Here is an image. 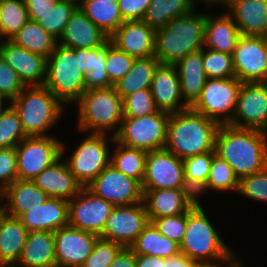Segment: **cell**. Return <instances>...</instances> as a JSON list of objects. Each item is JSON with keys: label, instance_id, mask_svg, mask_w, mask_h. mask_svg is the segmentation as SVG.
Wrapping results in <instances>:
<instances>
[{"label": "cell", "instance_id": "1", "mask_svg": "<svg viewBox=\"0 0 267 267\" xmlns=\"http://www.w3.org/2000/svg\"><path fill=\"white\" fill-rule=\"evenodd\" d=\"M215 151L240 180L267 167V133L220 125Z\"/></svg>", "mask_w": 267, "mask_h": 267}, {"label": "cell", "instance_id": "2", "mask_svg": "<svg viewBox=\"0 0 267 267\" xmlns=\"http://www.w3.org/2000/svg\"><path fill=\"white\" fill-rule=\"evenodd\" d=\"M220 125L191 107L170 113L164 148L181 160L204 152L215 151L216 136Z\"/></svg>", "mask_w": 267, "mask_h": 267}, {"label": "cell", "instance_id": "3", "mask_svg": "<svg viewBox=\"0 0 267 267\" xmlns=\"http://www.w3.org/2000/svg\"><path fill=\"white\" fill-rule=\"evenodd\" d=\"M206 15L190 13L172 19L155 32L154 56L162 64L175 65L190 53L199 51L204 43Z\"/></svg>", "mask_w": 267, "mask_h": 267}, {"label": "cell", "instance_id": "4", "mask_svg": "<svg viewBox=\"0 0 267 267\" xmlns=\"http://www.w3.org/2000/svg\"><path fill=\"white\" fill-rule=\"evenodd\" d=\"M179 247L183 255L194 259L203 267L218 266L209 262L208 258L224 260V262L230 260V263L236 260L218 236L202 207L191 208L187 212L186 230Z\"/></svg>", "mask_w": 267, "mask_h": 267}, {"label": "cell", "instance_id": "5", "mask_svg": "<svg viewBox=\"0 0 267 267\" xmlns=\"http://www.w3.org/2000/svg\"><path fill=\"white\" fill-rule=\"evenodd\" d=\"M26 88L30 89L26 92ZM10 104L18 112L27 137L47 136L44 132L56 123L63 111V103L44 85L26 86Z\"/></svg>", "mask_w": 267, "mask_h": 267}, {"label": "cell", "instance_id": "6", "mask_svg": "<svg viewBox=\"0 0 267 267\" xmlns=\"http://www.w3.org/2000/svg\"><path fill=\"white\" fill-rule=\"evenodd\" d=\"M79 49L56 45L47 58V87L62 103L78 101L86 91L85 74L79 69Z\"/></svg>", "mask_w": 267, "mask_h": 267}, {"label": "cell", "instance_id": "7", "mask_svg": "<svg viewBox=\"0 0 267 267\" xmlns=\"http://www.w3.org/2000/svg\"><path fill=\"white\" fill-rule=\"evenodd\" d=\"M79 103V128L104 134L123 120L122 98L114 86L86 90Z\"/></svg>", "mask_w": 267, "mask_h": 267}, {"label": "cell", "instance_id": "8", "mask_svg": "<svg viewBox=\"0 0 267 267\" xmlns=\"http://www.w3.org/2000/svg\"><path fill=\"white\" fill-rule=\"evenodd\" d=\"M169 118L170 113L161 110L139 118L123 117L122 124L112 135L127 147L146 152L163 149Z\"/></svg>", "mask_w": 267, "mask_h": 267}, {"label": "cell", "instance_id": "9", "mask_svg": "<svg viewBox=\"0 0 267 267\" xmlns=\"http://www.w3.org/2000/svg\"><path fill=\"white\" fill-rule=\"evenodd\" d=\"M241 86L242 82L236 77L207 78L200 97L191 108L221 125H228L235 113Z\"/></svg>", "mask_w": 267, "mask_h": 267}, {"label": "cell", "instance_id": "10", "mask_svg": "<svg viewBox=\"0 0 267 267\" xmlns=\"http://www.w3.org/2000/svg\"><path fill=\"white\" fill-rule=\"evenodd\" d=\"M17 179L33 181L64 154V146L54 136L22 139L15 147Z\"/></svg>", "mask_w": 267, "mask_h": 267}, {"label": "cell", "instance_id": "11", "mask_svg": "<svg viewBox=\"0 0 267 267\" xmlns=\"http://www.w3.org/2000/svg\"><path fill=\"white\" fill-rule=\"evenodd\" d=\"M105 136L106 133H90L66 163L83 187H87L110 164L108 141Z\"/></svg>", "mask_w": 267, "mask_h": 267}, {"label": "cell", "instance_id": "12", "mask_svg": "<svg viewBox=\"0 0 267 267\" xmlns=\"http://www.w3.org/2000/svg\"><path fill=\"white\" fill-rule=\"evenodd\" d=\"M232 60L235 77L242 83H267V37L241 35Z\"/></svg>", "mask_w": 267, "mask_h": 267}, {"label": "cell", "instance_id": "13", "mask_svg": "<svg viewBox=\"0 0 267 267\" xmlns=\"http://www.w3.org/2000/svg\"><path fill=\"white\" fill-rule=\"evenodd\" d=\"M87 188L113 206H127L143 202V188L139 180L127 177L109 164Z\"/></svg>", "mask_w": 267, "mask_h": 267}, {"label": "cell", "instance_id": "14", "mask_svg": "<svg viewBox=\"0 0 267 267\" xmlns=\"http://www.w3.org/2000/svg\"><path fill=\"white\" fill-rule=\"evenodd\" d=\"M149 222L144 202L114 206L99 238L130 247Z\"/></svg>", "mask_w": 267, "mask_h": 267}, {"label": "cell", "instance_id": "15", "mask_svg": "<svg viewBox=\"0 0 267 267\" xmlns=\"http://www.w3.org/2000/svg\"><path fill=\"white\" fill-rule=\"evenodd\" d=\"M228 125L267 133V83H242L235 114Z\"/></svg>", "mask_w": 267, "mask_h": 267}, {"label": "cell", "instance_id": "16", "mask_svg": "<svg viewBox=\"0 0 267 267\" xmlns=\"http://www.w3.org/2000/svg\"><path fill=\"white\" fill-rule=\"evenodd\" d=\"M73 199L69 201V226L100 236L114 206L87 187Z\"/></svg>", "mask_w": 267, "mask_h": 267}, {"label": "cell", "instance_id": "17", "mask_svg": "<svg viewBox=\"0 0 267 267\" xmlns=\"http://www.w3.org/2000/svg\"><path fill=\"white\" fill-rule=\"evenodd\" d=\"M183 161L165 148L147 153L143 190L180 189Z\"/></svg>", "mask_w": 267, "mask_h": 267}, {"label": "cell", "instance_id": "18", "mask_svg": "<svg viewBox=\"0 0 267 267\" xmlns=\"http://www.w3.org/2000/svg\"><path fill=\"white\" fill-rule=\"evenodd\" d=\"M98 238L94 233L69 225L54 231L57 266L81 267Z\"/></svg>", "mask_w": 267, "mask_h": 267}, {"label": "cell", "instance_id": "19", "mask_svg": "<svg viewBox=\"0 0 267 267\" xmlns=\"http://www.w3.org/2000/svg\"><path fill=\"white\" fill-rule=\"evenodd\" d=\"M0 56L18 74L25 86L44 85L47 68V58L44 56L17 46L10 40L0 43Z\"/></svg>", "mask_w": 267, "mask_h": 267}, {"label": "cell", "instance_id": "20", "mask_svg": "<svg viewBox=\"0 0 267 267\" xmlns=\"http://www.w3.org/2000/svg\"><path fill=\"white\" fill-rule=\"evenodd\" d=\"M156 30L143 20L124 21L109 37L113 44L135 58L154 56Z\"/></svg>", "mask_w": 267, "mask_h": 267}, {"label": "cell", "instance_id": "21", "mask_svg": "<svg viewBox=\"0 0 267 267\" xmlns=\"http://www.w3.org/2000/svg\"><path fill=\"white\" fill-rule=\"evenodd\" d=\"M177 70L175 65L162 63L155 69L150 91L161 111L176 113L190 108L185 101L179 104L182 95Z\"/></svg>", "mask_w": 267, "mask_h": 267}, {"label": "cell", "instance_id": "22", "mask_svg": "<svg viewBox=\"0 0 267 267\" xmlns=\"http://www.w3.org/2000/svg\"><path fill=\"white\" fill-rule=\"evenodd\" d=\"M18 218L29 232H54L69 225V201L49 198L45 203L21 214Z\"/></svg>", "mask_w": 267, "mask_h": 267}, {"label": "cell", "instance_id": "23", "mask_svg": "<svg viewBox=\"0 0 267 267\" xmlns=\"http://www.w3.org/2000/svg\"><path fill=\"white\" fill-rule=\"evenodd\" d=\"M62 156L47 167L33 181L50 198H62L70 201L83 188L74 177L66 162H60Z\"/></svg>", "mask_w": 267, "mask_h": 267}, {"label": "cell", "instance_id": "24", "mask_svg": "<svg viewBox=\"0 0 267 267\" xmlns=\"http://www.w3.org/2000/svg\"><path fill=\"white\" fill-rule=\"evenodd\" d=\"M60 38V45L75 50L95 48L109 39L78 7L71 14Z\"/></svg>", "mask_w": 267, "mask_h": 267}, {"label": "cell", "instance_id": "25", "mask_svg": "<svg viewBox=\"0 0 267 267\" xmlns=\"http://www.w3.org/2000/svg\"><path fill=\"white\" fill-rule=\"evenodd\" d=\"M228 7L241 35L267 37V0H235Z\"/></svg>", "mask_w": 267, "mask_h": 267}, {"label": "cell", "instance_id": "26", "mask_svg": "<svg viewBox=\"0 0 267 267\" xmlns=\"http://www.w3.org/2000/svg\"><path fill=\"white\" fill-rule=\"evenodd\" d=\"M28 233L18 217L0 208V267H14L18 263Z\"/></svg>", "mask_w": 267, "mask_h": 267}, {"label": "cell", "instance_id": "27", "mask_svg": "<svg viewBox=\"0 0 267 267\" xmlns=\"http://www.w3.org/2000/svg\"><path fill=\"white\" fill-rule=\"evenodd\" d=\"M0 198H7V207H0L3 212L13 217L32 210L49 200V196L43 192L34 181L17 179L13 184L6 187ZM9 210V212H7Z\"/></svg>", "mask_w": 267, "mask_h": 267}, {"label": "cell", "instance_id": "28", "mask_svg": "<svg viewBox=\"0 0 267 267\" xmlns=\"http://www.w3.org/2000/svg\"><path fill=\"white\" fill-rule=\"evenodd\" d=\"M57 266L53 231H30L22 255L14 267Z\"/></svg>", "mask_w": 267, "mask_h": 267}, {"label": "cell", "instance_id": "29", "mask_svg": "<svg viewBox=\"0 0 267 267\" xmlns=\"http://www.w3.org/2000/svg\"><path fill=\"white\" fill-rule=\"evenodd\" d=\"M178 69L181 95L191 107L200 97L207 80L203 66V48L185 56L175 64Z\"/></svg>", "mask_w": 267, "mask_h": 267}, {"label": "cell", "instance_id": "30", "mask_svg": "<svg viewBox=\"0 0 267 267\" xmlns=\"http://www.w3.org/2000/svg\"><path fill=\"white\" fill-rule=\"evenodd\" d=\"M113 41L109 38L102 45L90 48L79 49V69L85 74V88L98 89L114 86L107 76L106 58Z\"/></svg>", "mask_w": 267, "mask_h": 267}, {"label": "cell", "instance_id": "31", "mask_svg": "<svg viewBox=\"0 0 267 267\" xmlns=\"http://www.w3.org/2000/svg\"><path fill=\"white\" fill-rule=\"evenodd\" d=\"M232 18L230 13L218 18L206 15L203 45L214 51L232 54L241 36Z\"/></svg>", "mask_w": 267, "mask_h": 267}, {"label": "cell", "instance_id": "32", "mask_svg": "<svg viewBox=\"0 0 267 267\" xmlns=\"http://www.w3.org/2000/svg\"><path fill=\"white\" fill-rule=\"evenodd\" d=\"M143 192V202L150 222L160 217L184 214L191 209L180 189H153Z\"/></svg>", "mask_w": 267, "mask_h": 267}, {"label": "cell", "instance_id": "33", "mask_svg": "<svg viewBox=\"0 0 267 267\" xmlns=\"http://www.w3.org/2000/svg\"><path fill=\"white\" fill-rule=\"evenodd\" d=\"M78 8L108 37L124 22L118 0H82Z\"/></svg>", "mask_w": 267, "mask_h": 267}, {"label": "cell", "instance_id": "34", "mask_svg": "<svg viewBox=\"0 0 267 267\" xmlns=\"http://www.w3.org/2000/svg\"><path fill=\"white\" fill-rule=\"evenodd\" d=\"M129 248L136 255H152L165 259L180 253L179 244L163 236L153 222H149Z\"/></svg>", "mask_w": 267, "mask_h": 267}, {"label": "cell", "instance_id": "35", "mask_svg": "<svg viewBox=\"0 0 267 267\" xmlns=\"http://www.w3.org/2000/svg\"><path fill=\"white\" fill-rule=\"evenodd\" d=\"M159 64L155 56L136 58L131 70L114 84L122 100L136 91L150 88L155 69Z\"/></svg>", "mask_w": 267, "mask_h": 267}, {"label": "cell", "instance_id": "36", "mask_svg": "<svg viewBox=\"0 0 267 267\" xmlns=\"http://www.w3.org/2000/svg\"><path fill=\"white\" fill-rule=\"evenodd\" d=\"M10 41L45 58L53 53L57 45V39L46 32L36 21L30 19Z\"/></svg>", "mask_w": 267, "mask_h": 267}, {"label": "cell", "instance_id": "37", "mask_svg": "<svg viewBox=\"0 0 267 267\" xmlns=\"http://www.w3.org/2000/svg\"><path fill=\"white\" fill-rule=\"evenodd\" d=\"M195 0H152L143 21L155 30L165 27L172 19L193 11Z\"/></svg>", "mask_w": 267, "mask_h": 267}, {"label": "cell", "instance_id": "38", "mask_svg": "<svg viewBox=\"0 0 267 267\" xmlns=\"http://www.w3.org/2000/svg\"><path fill=\"white\" fill-rule=\"evenodd\" d=\"M118 144L115 153L110 156V164L127 177L139 180L141 183L145 175L147 153L144 150L127 147L112 137L111 141Z\"/></svg>", "mask_w": 267, "mask_h": 267}, {"label": "cell", "instance_id": "39", "mask_svg": "<svg viewBox=\"0 0 267 267\" xmlns=\"http://www.w3.org/2000/svg\"><path fill=\"white\" fill-rule=\"evenodd\" d=\"M29 20L25 0H2L0 8V37L8 40Z\"/></svg>", "mask_w": 267, "mask_h": 267}, {"label": "cell", "instance_id": "40", "mask_svg": "<svg viewBox=\"0 0 267 267\" xmlns=\"http://www.w3.org/2000/svg\"><path fill=\"white\" fill-rule=\"evenodd\" d=\"M76 8L77 6L73 3L57 1L56 5L46 13H37V23L55 39H58Z\"/></svg>", "mask_w": 267, "mask_h": 267}, {"label": "cell", "instance_id": "41", "mask_svg": "<svg viewBox=\"0 0 267 267\" xmlns=\"http://www.w3.org/2000/svg\"><path fill=\"white\" fill-rule=\"evenodd\" d=\"M239 181L232 167L215 153L206 182L208 184V189H216L219 191L233 189L238 191Z\"/></svg>", "mask_w": 267, "mask_h": 267}, {"label": "cell", "instance_id": "42", "mask_svg": "<svg viewBox=\"0 0 267 267\" xmlns=\"http://www.w3.org/2000/svg\"><path fill=\"white\" fill-rule=\"evenodd\" d=\"M26 134L22 129L18 112L12 105L0 115V148H12L24 138Z\"/></svg>", "mask_w": 267, "mask_h": 267}, {"label": "cell", "instance_id": "43", "mask_svg": "<svg viewBox=\"0 0 267 267\" xmlns=\"http://www.w3.org/2000/svg\"><path fill=\"white\" fill-rule=\"evenodd\" d=\"M123 117L139 118L159 111L150 88L139 90L122 100Z\"/></svg>", "mask_w": 267, "mask_h": 267}, {"label": "cell", "instance_id": "44", "mask_svg": "<svg viewBox=\"0 0 267 267\" xmlns=\"http://www.w3.org/2000/svg\"><path fill=\"white\" fill-rule=\"evenodd\" d=\"M203 66L207 78L223 79L235 77L232 54L209 49L203 50Z\"/></svg>", "mask_w": 267, "mask_h": 267}, {"label": "cell", "instance_id": "45", "mask_svg": "<svg viewBox=\"0 0 267 267\" xmlns=\"http://www.w3.org/2000/svg\"><path fill=\"white\" fill-rule=\"evenodd\" d=\"M123 248L119 243L98 238L81 267H109Z\"/></svg>", "mask_w": 267, "mask_h": 267}, {"label": "cell", "instance_id": "46", "mask_svg": "<svg viewBox=\"0 0 267 267\" xmlns=\"http://www.w3.org/2000/svg\"><path fill=\"white\" fill-rule=\"evenodd\" d=\"M135 57L119 50L114 44L109 48L105 61L109 81L114 85L132 68Z\"/></svg>", "mask_w": 267, "mask_h": 267}, {"label": "cell", "instance_id": "47", "mask_svg": "<svg viewBox=\"0 0 267 267\" xmlns=\"http://www.w3.org/2000/svg\"><path fill=\"white\" fill-rule=\"evenodd\" d=\"M238 192L254 200L267 201V167L241 178Z\"/></svg>", "mask_w": 267, "mask_h": 267}, {"label": "cell", "instance_id": "48", "mask_svg": "<svg viewBox=\"0 0 267 267\" xmlns=\"http://www.w3.org/2000/svg\"><path fill=\"white\" fill-rule=\"evenodd\" d=\"M215 153L216 151L204 152L182 160L184 176L207 182L210 166Z\"/></svg>", "mask_w": 267, "mask_h": 267}, {"label": "cell", "instance_id": "49", "mask_svg": "<svg viewBox=\"0 0 267 267\" xmlns=\"http://www.w3.org/2000/svg\"><path fill=\"white\" fill-rule=\"evenodd\" d=\"M152 222L163 236L180 245L186 230L187 213L160 217Z\"/></svg>", "mask_w": 267, "mask_h": 267}, {"label": "cell", "instance_id": "50", "mask_svg": "<svg viewBox=\"0 0 267 267\" xmlns=\"http://www.w3.org/2000/svg\"><path fill=\"white\" fill-rule=\"evenodd\" d=\"M25 87L18 74L0 56V94L11 102Z\"/></svg>", "mask_w": 267, "mask_h": 267}, {"label": "cell", "instance_id": "51", "mask_svg": "<svg viewBox=\"0 0 267 267\" xmlns=\"http://www.w3.org/2000/svg\"><path fill=\"white\" fill-rule=\"evenodd\" d=\"M17 180L15 147L0 148V193Z\"/></svg>", "mask_w": 267, "mask_h": 267}, {"label": "cell", "instance_id": "52", "mask_svg": "<svg viewBox=\"0 0 267 267\" xmlns=\"http://www.w3.org/2000/svg\"><path fill=\"white\" fill-rule=\"evenodd\" d=\"M152 0H118L124 21L143 20Z\"/></svg>", "mask_w": 267, "mask_h": 267}, {"label": "cell", "instance_id": "53", "mask_svg": "<svg viewBox=\"0 0 267 267\" xmlns=\"http://www.w3.org/2000/svg\"><path fill=\"white\" fill-rule=\"evenodd\" d=\"M207 188L208 184L206 182L184 176L180 190L184 199L191 208H201L196 196L197 194L199 195V193L207 190Z\"/></svg>", "mask_w": 267, "mask_h": 267}, {"label": "cell", "instance_id": "54", "mask_svg": "<svg viewBox=\"0 0 267 267\" xmlns=\"http://www.w3.org/2000/svg\"><path fill=\"white\" fill-rule=\"evenodd\" d=\"M56 2L57 0H25L29 19L37 22V13H46Z\"/></svg>", "mask_w": 267, "mask_h": 267}, {"label": "cell", "instance_id": "55", "mask_svg": "<svg viewBox=\"0 0 267 267\" xmlns=\"http://www.w3.org/2000/svg\"><path fill=\"white\" fill-rule=\"evenodd\" d=\"M109 267H136V254L129 247H124Z\"/></svg>", "mask_w": 267, "mask_h": 267}, {"label": "cell", "instance_id": "56", "mask_svg": "<svg viewBox=\"0 0 267 267\" xmlns=\"http://www.w3.org/2000/svg\"><path fill=\"white\" fill-rule=\"evenodd\" d=\"M165 267H203L199 262L190 259L181 252L165 259Z\"/></svg>", "mask_w": 267, "mask_h": 267}, {"label": "cell", "instance_id": "57", "mask_svg": "<svg viewBox=\"0 0 267 267\" xmlns=\"http://www.w3.org/2000/svg\"><path fill=\"white\" fill-rule=\"evenodd\" d=\"M136 267H165V258L152 255H136Z\"/></svg>", "mask_w": 267, "mask_h": 267}, {"label": "cell", "instance_id": "58", "mask_svg": "<svg viewBox=\"0 0 267 267\" xmlns=\"http://www.w3.org/2000/svg\"><path fill=\"white\" fill-rule=\"evenodd\" d=\"M3 99H7V100H9L7 97H5L4 95H2V94H0V115L7 109V108H2V107H4V106H2L3 104H2V100Z\"/></svg>", "mask_w": 267, "mask_h": 267}, {"label": "cell", "instance_id": "59", "mask_svg": "<svg viewBox=\"0 0 267 267\" xmlns=\"http://www.w3.org/2000/svg\"><path fill=\"white\" fill-rule=\"evenodd\" d=\"M202 1H204V2H208L207 3V5L209 4V3H223L224 4V0H202Z\"/></svg>", "mask_w": 267, "mask_h": 267}, {"label": "cell", "instance_id": "60", "mask_svg": "<svg viewBox=\"0 0 267 267\" xmlns=\"http://www.w3.org/2000/svg\"><path fill=\"white\" fill-rule=\"evenodd\" d=\"M236 262V263H235ZM229 267H242V265L240 266V263L236 261H234V263L229 264Z\"/></svg>", "mask_w": 267, "mask_h": 267}, {"label": "cell", "instance_id": "61", "mask_svg": "<svg viewBox=\"0 0 267 267\" xmlns=\"http://www.w3.org/2000/svg\"><path fill=\"white\" fill-rule=\"evenodd\" d=\"M57 1H66V2H70V3L75 4L77 7L79 6V5L76 4L77 1H79V0H57Z\"/></svg>", "mask_w": 267, "mask_h": 267}, {"label": "cell", "instance_id": "62", "mask_svg": "<svg viewBox=\"0 0 267 267\" xmlns=\"http://www.w3.org/2000/svg\"><path fill=\"white\" fill-rule=\"evenodd\" d=\"M235 0H224V4L229 6L232 2H234Z\"/></svg>", "mask_w": 267, "mask_h": 267}]
</instances>
